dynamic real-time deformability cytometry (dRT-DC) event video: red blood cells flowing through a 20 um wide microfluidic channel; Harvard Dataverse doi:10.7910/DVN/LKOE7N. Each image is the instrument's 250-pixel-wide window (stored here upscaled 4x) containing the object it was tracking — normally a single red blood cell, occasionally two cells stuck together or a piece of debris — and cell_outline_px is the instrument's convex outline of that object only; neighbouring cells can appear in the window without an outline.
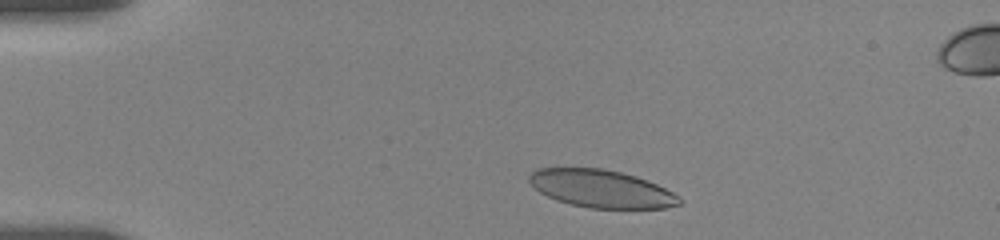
{"species": "human", "species_latin": "Homo sapiens", "temperature_condition": "room temperature", "stored_images_in_passage": 42, "camera_frame_rate_fps": 3000, "um_per_image_px": 0.085, "donor": {"sex": "female"}, "frame": {"image": 1, "passage_image": 4, "time_ms": 1.0, "image_size_px": [1000, 240], "cell_outline_px": [[684, 200], [680, 204], [664, 208], [588, 208], [556, 200], [540, 192], [528, 180], [528, 176], [536, 168], [600, 168], [620, 172], [636, 176], [648, 180], [680, 196]], "centroid_in_image_um": [51.13, 16.04], "position_along_channel_um": 33.9, "area_um2": 32.89}}
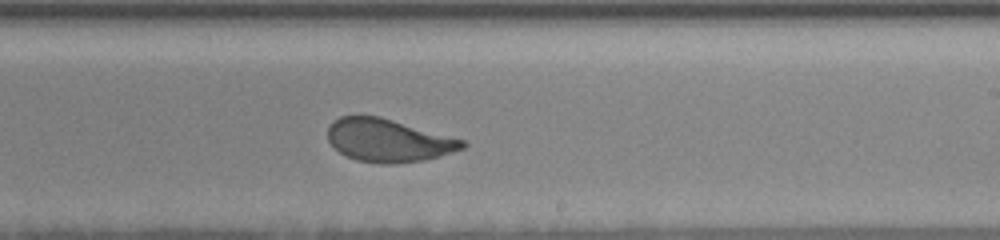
{"frame": {"image": 2, "passage_image": 27, "time_ms": 8.667, "image_size_px": [1000, 240], "cell_outline_px": [[468, 144], [464, 148], [440, 156], [424, 160], [392, 164], [384, 164], [356, 160], [340, 152], [328, 140], [328, 128], [332, 120], [340, 116], [380, 116], [464, 140]], "centroid_in_image_um": [33.01, 11.93], "position_along_channel_um": 256.0, "area_um2": 33.52}}
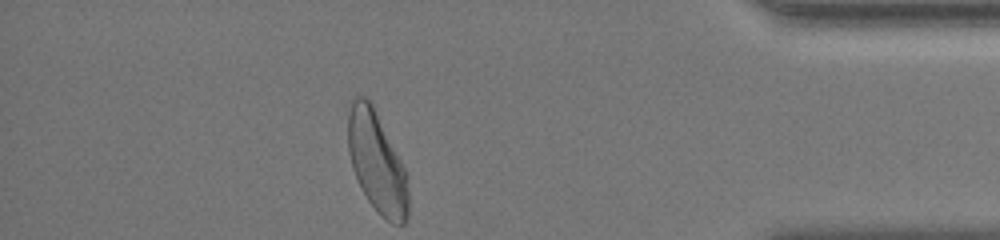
{"frame": {"image": 3, "passage_image": 42, "time_ms": 13.667, "image_size_px": [1000, 240], "cell_outline_px": [[408, 216], [404, 224], [392, 224], [380, 216], [376, 212], [368, 200], [352, 168], [348, 148], [348, 100], [356, 96], [364, 96], [372, 104], [408, 176]], "centroid_in_image_um": [32.02, 13.81], "position_along_channel_um": 403.2, "area_um2": 35.37}, "authors_computed_cell_mechanics": {"area_um2": 34.9112, "velocity_mm_per_s": 3.6035, "shape_relaxation_time_tau1_ms": 3.5501, "shape_relaxation_time_tau2_ms": null, "deformation_change_tau1": 0.139, "deformation_change_tau2": null}}